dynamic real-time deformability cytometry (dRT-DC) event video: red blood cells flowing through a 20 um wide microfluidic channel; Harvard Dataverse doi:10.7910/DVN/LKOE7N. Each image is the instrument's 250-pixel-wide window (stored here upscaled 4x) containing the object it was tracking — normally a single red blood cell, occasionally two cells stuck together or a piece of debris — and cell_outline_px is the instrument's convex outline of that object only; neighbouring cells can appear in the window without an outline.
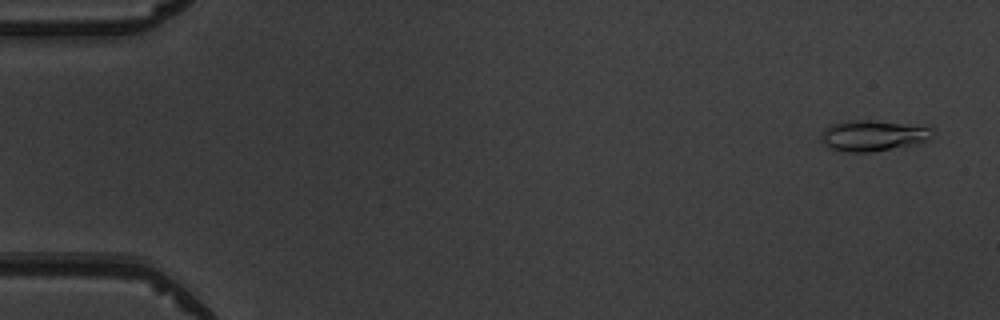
{"species": "common noctule bat (a hibernating species)", "species_latin": "Nyctalus noctula", "temperature_condition": "warm", "stored_images_in_passage": 5, "camera_frame_rate_fps": 3000, "um_per_image_px": 0.085, "animal": {"sex": "male", "body_mass_g": 19.5, "forearm_length_mm": 54.6}, "frame": {"image": 1, "passage_image": 1, "time_ms": 0.0, "image_size_px": [1000, 320], "cell_outline_px": [[936, 132], [932, 140], [872, 152], [848, 152], [828, 148], [820, 140], [820, 132], [828, 124], [848, 120], [868, 120], [936, 128]], "centroid_in_image_um": [74.18, 11.52], "position_along_channel_um": 10.8, "area_um2": 20.29}}